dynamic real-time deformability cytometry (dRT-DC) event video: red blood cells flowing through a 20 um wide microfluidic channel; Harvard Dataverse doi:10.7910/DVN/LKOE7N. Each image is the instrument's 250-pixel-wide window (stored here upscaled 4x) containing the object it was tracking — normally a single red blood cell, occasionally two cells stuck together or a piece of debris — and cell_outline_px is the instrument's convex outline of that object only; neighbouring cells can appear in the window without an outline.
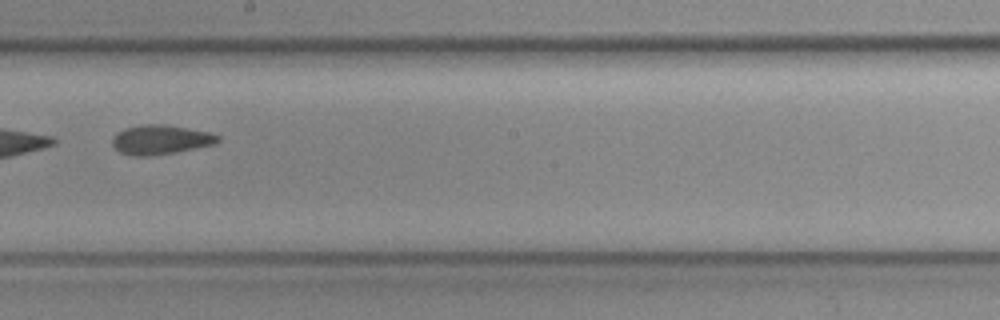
{"species": "common noctule bat (a hibernating species)", "species_latin": "Nyctalus noctula", "temperature_condition": "cold", "stored_images_in_passage": 8, "camera_frame_rate_fps": 3000, "um_per_image_px": 0.085, "animal": {"sex": "female", "body_mass_g": 19.3, "forearm_length_mm": 54.1}, "frame": {"image": 1, "passage_image": 8, "time_ms": 2.333, "image_size_px": [1000, 320], "cell_outline_px": [[220, 140], [212, 144], [176, 152], [148, 156], [132, 156], [120, 152], [112, 144], [112, 136], [124, 128], [140, 124], [164, 124], [208, 132], [220, 136]], "centroid_in_image_um": [13.59, 11.86], "position_along_channel_um": 234.6, "area_um2": 17.98}}